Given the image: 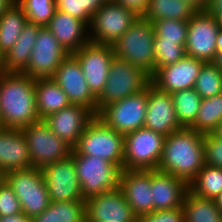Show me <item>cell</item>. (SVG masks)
I'll list each match as a JSON object with an SVG mask.
<instances>
[{
	"mask_svg": "<svg viewBox=\"0 0 222 222\" xmlns=\"http://www.w3.org/2000/svg\"><path fill=\"white\" fill-rule=\"evenodd\" d=\"M35 82L23 73L0 71V127L23 129L40 121Z\"/></svg>",
	"mask_w": 222,
	"mask_h": 222,
	"instance_id": "1",
	"label": "cell"
},
{
	"mask_svg": "<svg viewBox=\"0 0 222 222\" xmlns=\"http://www.w3.org/2000/svg\"><path fill=\"white\" fill-rule=\"evenodd\" d=\"M204 164L203 134L183 127L165 136L157 170L183 179L189 184Z\"/></svg>",
	"mask_w": 222,
	"mask_h": 222,
	"instance_id": "2",
	"label": "cell"
},
{
	"mask_svg": "<svg viewBox=\"0 0 222 222\" xmlns=\"http://www.w3.org/2000/svg\"><path fill=\"white\" fill-rule=\"evenodd\" d=\"M155 32L151 21L141 16L112 44L114 55L139 67L150 77L155 73Z\"/></svg>",
	"mask_w": 222,
	"mask_h": 222,
	"instance_id": "3",
	"label": "cell"
},
{
	"mask_svg": "<svg viewBox=\"0 0 222 222\" xmlns=\"http://www.w3.org/2000/svg\"><path fill=\"white\" fill-rule=\"evenodd\" d=\"M70 156L84 200L119 188L121 169L112 162L98 156L80 155L73 149Z\"/></svg>",
	"mask_w": 222,
	"mask_h": 222,
	"instance_id": "4",
	"label": "cell"
},
{
	"mask_svg": "<svg viewBox=\"0 0 222 222\" xmlns=\"http://www.w3.org/2000/svg\"><path fill=\"white\" fill-rule=\"evenodd\" d=\"M150 76L128 61L113 57L106 85L97 97V113L105 106L134 95L148 86Z\"/></svg>",
	"mask_w": 222,
	"mask_h": 222,
	"instance_id": "5",
	"label": "cell"
},
{
	"mask_svg": "<svg viewBox=\"0 0 222 222\" xmlns=\"http://www.w3.org/2000/svg\"><path fill=\"white\" fill-rule=\"evenodd\" d=\"M73 150L80 155L98 156L121 170L124 158V135L95 117L82 132Z\"/></svg>",
	"mask_w": 222,
	"mask_h": 222,
	"instance_id": "6",
	"label": "cell"
},
{
	"mask_svg": "<svg viewBox=\"0 0 222 222\" xmlns=\"http://www.w3.org/2000/svg\"><path fill=\"white\" fill-rule=\"evenodd\" d=\"M165 136L145 127L124 135L122 170H155L161 160Z\"/></svg>",
	"mask_w": 222,
	"mask_h": 222,
	"instance_id": "7",
	"label": "cell"
},
{
	"mask_svg": "<svg viewBox=\"0 0 222 222\" xmlns=\"http://www.w3.org/2000/svg\"><path fill=\"white\" fill-rule=\"evenodd\" d=\"M4 180L11 187L21 209L29 218L40 215L50 204V198L41 169L28 168L12 171L4 175Z\"/></svg>",
	"mask_w": 222,
	"mask_h": 222,
	"instance_id": "8",
	"label": "cell"
},
{
	"mask_svg": "<svg viewBox=\"0 0 222 222\" xmlns=\"http://www.w3.org/2000/svg\"><path fill=\"white\" fill-rule=\"evenodd\" d=\"M139 17L135 11L114 0L106 1L91 19L88 30L90 42L114 44Z\"/></svg>",
	"mask_w": 222,
	"mask_h": 222,
	"instance_id": "9",
	"label": "cell"
},
{
	"mask_svg": "<svg viewBox=\"0 0 222 222\" xmlns=\"http://www.w3.org/2000/svg\"><path fill=\"white\" fill-rule=\"evenodd\" d=\"M147 101L148 86L134 95L105 106L96 117L116 132L126 135L144 127Z\"/></svg>",
	"mask_w": 222,
	"mask_h": 222,
	"instance_id": "10",
	"label": "cell"
},
{
	"mask_svg": "<svg viewBox=\"0 0 222 222\" xmlns=\"http://www.w3.org/2000/svg\"><path fill=\"white\" fill-rule=\"evenodd\" d=\"M21 130L27 141L32 167L42 169L71 155L73 148L54 134L44 120Z\"/></svg>",
	"mask_w": 222,
	"mask_h": 222,
	"instance_id": "11",
	"label": "cell"
},
{
	"mask_svg": "<svg viewBox=\"0 0 222 222\" xmlns=\"http://www.w3.org/2000/svg\"><path fill=\"white\" fill-rule=\"evenodd\" d=\"M219 29L218 22L213 14L208 10L197 11L188 20L186 55L205 63L214 62Z\"/></svg>",
	"mask_w": 222,
	"mask_h": 222,
	"instance_id": "12",
	"label": "cell"
},
{
	"mask_svg": "<svg viewBox=\"0 0 222 222\" xmlns=\"http://www.w3.org/2000/svg\"><path fill=\"white\" fill-rule=\"evenodd\" d=\"M69 55L57 38L44 26L39 29L27 68L22 72L31 78H51Z\"/></svg>",
	"mask_w": 222,
	"mask_h": 222,
	"instance_id": "13",
	"label": "cell"
},
{
	"mask_svg": "<svg viewBox=\"0 0 222 222\" xmlns=\"http://www.w3.org/2000/svg\"><path fill=\"white\" fill-rule=\"evenodd\" d=\"M72 55L78 60L90 90L98 97L106 85L115 56L112 45L88 42Z\"/></svg>",
	"mask_w": 222,
	"mask_h": 222,
	"instance_id": "14",
	"label": "cell"
},
{
	"mask_svg": "<svg viewBox=\"0 0 222 222\" xmlns=\"http://www.w3.org/2000/svg\"><path fill=\"white\" fill-rule=\"evenodd\" d=\"M71 104L89 108L97 115V97L90 90L78 60L69 54L51 77Z\"/></svg>",
	"mask_w": 222,
	"mask_h": 222,
	"instance_id": "15",
	"label": "cell"
},
{
	"mask_svg": "<svg viewBox=\"0 0 222 222\" xmlns=\"http://www.w3.org/2000/svg\"><path fill=\"white\" fill-rule=\"evenodd\" d=\"M50 201H85L71 156L41 169Z\"/></svg>",
	"mask_w": 222,
	"mask_h": 222,
	"instance_id": "16",
	"label": "cell"
},
{
	"mask_svg": "<svg viewBox=\"0 0 222 222\" xmlns=\"http://www.w3.org/2000/svg\"><path fill=\"white\" fill-rule=\"evenodd\" d=\"M86 222H138L118 188L85 200Z\"/></svg>",
	"mask_w": 222,
	"mask_h": 222,
	"instance_id": "17",
	"label": "cell"
},
{
	"mask_svg": "<svg viewBox=\"0 0 222 222\" xmlns=\"http://www.w3.org/2000/svg\"><path fill=\"white\" fill-rule=\"evenodd\" d=\"M144 127L164 136L183 128L177 120L171 94L158 89L151 82L148 84Z\"/></svg>",
	"mask_w": 222,
	"mask_h": 222,
	"instance_id": "18",
	"label": "cell"
},
{
	"mask_svg": "<svg viewBox=\"0 0 222 222\" xmlns=\"http://www.w3.org/2000/svg\"><path fill=\"white\" fill-rule=\"evenodd\" d=\"M95 117L89 108L71 104L43 120L54 134L74 148L84 129Z\"/></svg>",
	"mask_w": 222,
	"mask_h": 222,
	"instance_id": "19",
	"label": "cell"
},
{
	"mask_svg": "<svg viewBox=\"0 0 222 222\" xmlns=\"http://www.w3.org/2000/svg\"><path fill=\"white\" fill-rule=\"evenodd\" d=\"M202 60L185 56L172 65L159 68L151 77V83L158 89L170 94L194 88L203 64Z\"/></svg>",
	"mask_w": 222,
	"mask_h": 222,
	"instance_id": "20",
	"label": "cell"
},
{
	"mask_svg": "<svg viewBox=\"0 0 222 222\" xmlns=\"http://www.w3.org/2000/svg\"><path fill=\"white\" fill-rule=\"evenodd\" d=\"M119 189L138 219L153 212L151 170H121Z\"/></svg>",
	"mask_w": 222,
	"mask_h": 222,
	"instance_id": "21",
	"label": "cell"
},
{
	"mask_svg": "<svg viewBox=\"0 0 222 222\" xmlns=\"http://www.w3.org/2000/svg\"><path fill=\"white\" fill-rule=\"evenodd\" d=\"M32 168L25 135L21 129L0 127V172Z\"/></svg>",
	"mask_w": 222,
	"mask_h": 222,
	"instance_id": "22",
	"label": "cell"
},
{
	"mask_svg": "<svg viewBox=\"0 0 222 222\" xmlns=\"http://www.w3.org/2000/svg\"><path fill=\"white\" fill-rule=\"evenodd\" d=\"M153 211L182 207L189 184L169 173L151 170Z\"/></svg>",
	"mask_w": 222,
	"mask_h": 222,
	"instance_id": "23",
	"label": "cell"
},
{
	"mask_svg": "<svg viewBox=\"0 0 222 222\" xmlns=\"http://www.w3.org/2000/svg\"><path fill=\"white\" fill-rule=\"evenodd\" d=\"M46 27L69 54L90 42L89 26L66 12L56 10Z\"/></svg>",
	"mask_w": 222,
	"mask_h": 222,
	"instance_id": "24",
	"label": "cell"
},
{
	"mask_svg": "<svg viewBox=\"0 0 222 222\" xmlns=\"http://www.w3.org/2000/svg\"><path fill=\"white\" fill-rule=\"evenodd\" d=\"M42 26L28 22L24 25L18 40L2 58L3 72L22 73L28 66L35 45V39Z\"/></svg>",
	"mask_w": 222,
	"mask_h": 222,
	"instance_id": "25",
	"label": "cell"
},
{
	"mask_svg": "<svg viewBox=\"0 0 222 222\" xmlns=\"http://www.w3.org/2000/svg\"><path fill=\"white\" fill-rule=\"evenodd\" d=\"M35 92L40 120L71 105L67 95L52 78L36 79Z\"/></svg>",
	"mask_w": 222,
	"mask_h": 222,
	"instance_id": "26",
	"label": "cell"
},
{
	"mask_svg": "<svg viewBox=\"0 0 222 222\" xmlns=\"http://www.w3.org/2000/svg\"><path fill=\"white\" fill-rule=\"evenodd\" d=\"M27 18L13 1L0 15V55L3 58L18 40Z\"/></svg>",
	"mask_w": 222,
	"mask_h": 222,
	"instance_id": "27",
	"label": "cell"
},
{
	"mask_svg": "<svg viewBox=\"0 0 222 222\" xmlns=\"http://www.w3.org/2000/svg\"><path fill=\"white\" fill-rule=\"evenodd\" d=\"M196 12L197 9L187 0H149L141 17L151 22L161 19L189 20Z\"/></svg>",
	"mask_w": 222,
	"mask_h": 222,
	"instance_id": "28",
	"label": "cell"
},
{
	"mask_svg": "<svg viewBox=\"0 0 222 222\" xmlns=\"http://www.w3.org/2000/svg\"><path fill=\"white\" fill-rule=\"evenodd\" d=\"M185 222H222V212L215 199L203 198L187 191L183 202Z\"/></svg>",
	"mask_w": 222,
	"mask_h": 222,
	"instance_id": "29",
	"label": "cell"
},
{
	"mask_svg": "<svg viewBox=\"0 0 222 222\" xmlns=\"http://www.w3.org/2000/svg\"><path fill=\"white\" fill-rule=\"evenodd\" d=\"M32 222H86L85 201H51Z\"/></svg>",
	"mask_w": 222,
	"mask_h": 222,
	"instance_id": "30",
	"label": "cell"
},
{
	"mask_svg": "<svg viewBox=\"0 0 222 222\" xmlns=\"http://www.w3.org/2000/svg\"><path fill=\"white\" fill-rule=\"evenodd\" d=\"M222 121V93L201 100L195 122L190 129L201 133H212Z\"/></svg>",
	"mask_w": 222,
	"mask_h": 222,
	"instance_id": "31",
	"label": "cell"
},
{
	"mask_svg": "<svg viewBox=\"0 0 222 222\" xmlns=\"http://www.w3.org/2000/svg\"><path fill=\"white\" fill-rule=\"evenodd\" d=\"M189 190L197 196L215 199L222 192V169L205 163L189 183Z\"/></svg>",
	"mask_w": 222,
	"mask_h": 222,
	"instance_id": "32",
	"label": "cell"
},
{
	"mask_svg": "<svg viewBox=\"0 0 222 222\" xmlns=\"http://www.w3.org/2000/svg\"><path fill=\"white\" fill-rule=\"evenodd\" d=\"M171 96L178 122L189 128L195 122L202 98L194 88L176 91Z\"/></svg>",
	"mask_w": 222,
	"mask_h": 222,
	"instance_id": "33",
	"label": "cell"
},
{
	"mask_svg": "<svg viewBox=\"0 0 222 222\" xmlns=\"http://www.w3.org/2000/svg\"><path fill=\"white\" fill-rule=\"evenodd\" d=\"M194 89L202 99L222 93V70L213 62L204 63L200 69Z\"/></svg>",
	"mask_w": 222,
	"mask_h": 222,
	"instance_id": "34",
	"label": "cell"
},
{
	"mask_svg": "<svg viewBox=\"0 0 222 222\" xmlns=\"http://www.w3.org/2000/svg\"><path fill=\"white\" fill-rule=\"evenodd\" d=\"M23 10L27 21L46 26L56 12L54 0H14Z\"/></svg>",
	"mask_w": 222,
	"mask_h": 222,
	"instance_id": "35",
	"label": "cell"
},
{
	"mask_svg": "<svg viewBox=\"0 0 222 222\" xmlns=\"http://www.w3.org/2000/svg\"><path fill=\"white\" fill-rule=\"evenodd\" d=\"M155 32L154 40H170L186 46L188 20L161 19L152 22Z\"/></svg>",
	"mask_w": 222,
	"mask_h": 222,
	"instance_id": "36",
	"label": "cell"
},
{
	"mask_svg": "<svg viewBox=\"0 0 222 222\" xmlns=\"http://www.w3.org/2000/svg\"><path fill=\"white\" fill-rule=\"evenodd\" d=\"M155 72L172 65L186 56L185 47L170 40H154Z\"/></svg>",
	"mask_w": 222,
	"mask_h": 222,
	"instance_id": "37",
	"label": "cell"
},
{
	"mask_svg": "<svg viewBox=\"0 0 222 222\" xmlns=\"http://www.w3.org/2000/svg\"><path fill=\"white\" fill-rule=\"evenodd\" d=\"M19 213H22L20 201L8 183L3 180L0 183V217Z\"/></svg>",
	"mask_w": 222,
	"mask_h": 222,
	"instance_id": "38",
	"label": "cell"
},
{
	"mask_svg": "<svg viewBox=\"0 0 222 222\" xmlns=\"http://www.w3.org/2000/svg\"><path fill=\"white\" fill-rule=\"evenodd\" d=\"M204 161L222 169V140L212 133L203 134Z\"/></svg>",
	"mask_w": 222,
	"mask_h": 222,
	"instance_id": "39",
	"label": "cell"
},
{
	"mask_svg": "<svg viewBox=\"0 0 222 222\" xmlns=\"http://www.w3.org/2000/svg\"><path fill=\"white\" fill-rule=\"evenodd\" d=\"M138 222H185L184 211L182 207L168 210H155L141 216Z\"/></svg>",
	"mask_w": 222,
	"mask_h": 222,
	"instance_id": "40",
	"label": "cell"
},
{
	"mask_svg": "<svg viewBox=\"0 0 222 222\" xmlns=\"http://www.w3.org/2000/svg\"><path fill=\"white\" fill-rule=\"evenodd\" d=\"M106 0H78L79 12H84V22L89 26L93 15L103 6Z\"/></svg>",
	"mask_w": 222,
	"mask_h": 222,
	"instance_id": "41",
	"label": "cell"
},
{
	"mask_svg": "<svg viewBox=\"0 0 222 222\" xmlns=\"http://www.w3.org/2000/svg\"><path fill=\"white\" fill-rule=\"evenodd\" d=\"M56 10L63 11L84 22V12H79L78 0H54Z\"/></svg>",
	"mask_w": 222,
	"mask_h": 222,
	"instance_id": "42",
	"label": "cell"
},
{
	"mask_svg": "<svg viewBox=\"0 0 222 222\" xmlns=\"http://www.w3.org/2000/svg\"><path fill=\"white\" fill-rule=\"evenodd\" d=\"M120 5L135 11L139 16H142L146 11L149 0H114Z\"/></svg>",
	"mask_w": 222,
	"mask_h": 222,
	"instance_id": "43",
	"label": "cell"
},
{
	"mask_svg": "<svg viewBox=\"0 0 222 222\" xmlns=\"http://www.w3.org/2000/svg\"><path fill=\"white\" fill-rule=\"evenodd\" d=\"M0 222H32V218L22 212L12 216L0 217Z\"/></svg>",
	"mask_w": 222,
	"mask_h": 222,
	"instance_id": "44",
	"label": "cell"
},
{
	"mask_svg": "<svg viewBox=\"0 0 222 222\" xmlns=\"http://www.w3.org/2000/svg\"><path fill=\"white\" fill-rule=\"evenodd\" d=\"M191 5H193L197 11H206L209 9L212 0H187Z\"/></svg>",
	"mask_w": 222,
	"mask_h": 222,
	"instance_id": "45",
	"label": "cell"
},
{
	"mask_svg": "<svg viewBox=\"0 0 222 222\" xmlns=\"http://www.w3.org/2000/svg\"><path fill=\"white\" fill-rule=\"evenodd\" d=\"M208 11L210 13H222V0H212Z\"/></svg>",
	"mask_w": 222,
	"mask_h": 222,
	"instance_id": "46",
	"label": "cell"
},
{
	"mask_svg": "<svg viewBox=\"0 0 222 222\" xmlns=\"http://www.w3.org/2000/svg\"><path fill=\"white\" fill-rule=\"evenodd\" d=\"M216 52H222V29H219L216 38Z\"/></svg>",
	"mask_w": 222,
	"mask_h": 222,
	"instance_id": "47",
	"label": "cell"
},
{
	"mask_svg": "<svg viewBox=\"0 0 222 222\" xmlns=\"http://www.w3.org/2000/svg\"><path fill=\"white\" fill-rule=\"evenodd\" d=\"M219 69L222 70V52H216V58L213 62Z\"/></svg>",
	"mask_w": 222,
	"mask_h": 222,
	"instance_id": "48",
	"label": "cell"
},
{
	"mask_svg": "<svg viewBox=\"0 0 222 222\" xmlns=\"http://www.w3.org/2000/svg\"><path fill=\"white\" fill-rule=\"evenodd\" d=\"M14 0H0V15Z\"/></svg>",
	"mask_w": 222,
	"mask_h": 222,
	"instance_id": "49",
	"label": "cell"
},
{
	"mask_svg": "<svg viewBox=\"0 0 222 222\" xmlns=\"http://www.w3.org/2000/svg\"><path fill=\"white\" fill-rule=\"evenodd\" d=\"M214 136L222 140V121L216 127V129L212 132Z\"/></svg>",
	"mask_w": 222,
	"mask_h": 222,
	"instance_id": "50",
	"label": "cell"
},
{
	"mask_svg": "<svg viewBox=\"0 0 222 222\" xmlns=\"http://www.w3.org/2000/svg\"><path fill=\"white\" fill-rule=\"evenodd\" d=\"M218 209L222 212V192L215 198Z\"/></svg>",
	"mask_w": 222,
	"mask_h": 222,
	"instance_id": "51",
	"label": "cell"
},
{
	"mask_svg": "<svg viewBox=\"0 0 222 222\" xmlns=\"http://www.w3.org/2000/svg\"><path fill=\"white\" fill-rule=\"evenodd\" d=\"M216 17V20L218 22V26L220 29H222V13H211Z\"/></svg>",
	"mask_w": 222,
	"mask_h": 222,
	"instance_id": "52",
	"label": "cell"
},
{
	"mask_svg": "<svg viewBox=\"0 0 222 222\" xmlns=\"http://www.w3.org/2000/svg\"><path fill=\"white\" fill-rule=\"evenodd\" d=\"M4 180V175L0 172V183Z\"/></svg>",
	"mask_w": 222,
	"mask_h": 222,
	"instance_id": "53",
	"label": "cell"
},
{
	"mask_svg": "<svg viewBox=\"0 0 222 222\" xmlns=\"http://www.w3.org/2000/svg\"><path fill=\"white\" fill-rule=\"evenodd\" d=\"M0 71H2V57L0 55Z\"/></svg>",
	"mask_w": 222,
	"mask_h": 222,
	"instance_id": "54",
	"label": "cell"
}]
</instances>
